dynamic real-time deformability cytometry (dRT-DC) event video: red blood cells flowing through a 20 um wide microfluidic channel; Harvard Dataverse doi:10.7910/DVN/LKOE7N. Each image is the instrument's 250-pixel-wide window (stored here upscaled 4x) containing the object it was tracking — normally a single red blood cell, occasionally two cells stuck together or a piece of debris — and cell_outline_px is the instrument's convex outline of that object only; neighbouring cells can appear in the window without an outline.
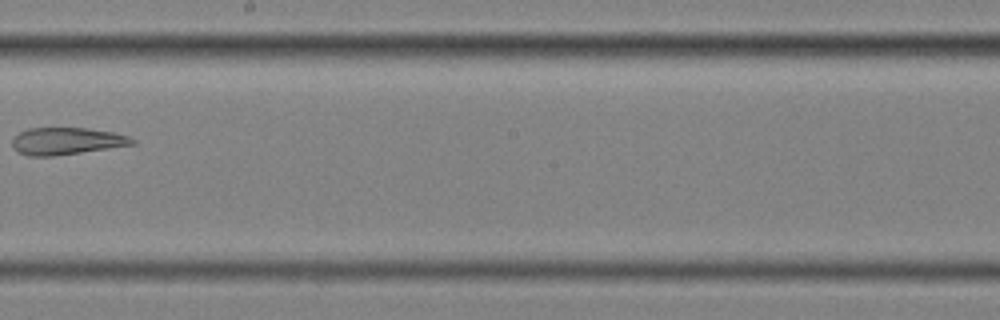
{"species": "common noctule bat (a hibernating species)", "species_latin": "Nyctalus noctula", "temperature_condition": "cold", "stored_images_in_passage": 10, "camera_frame_rate_fps": 3000, "um_per_image_px": 0.085, "animal": {"sex": "female", "body_mass_g": 25.1}, "frame": {"image": 1, "passage_image": 9, "time_ms": 2.667, "image_size_px": [1000, 320], "cell_outline_px": [[136, 144], [52, 156], [28, 156], [16, 152], [12, 148], [12, 140], [20, 132], [28, 128], [88, 128], [112, 132], [128, 136], [136, 140]], "centroid_in_image_um": [5.63, 11.99], "position_along_channel_um": 242.6, "area_um2": 18.9}}
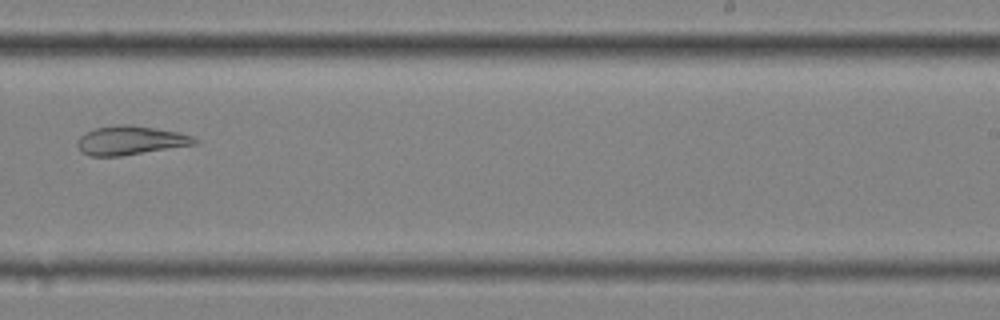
{"frame": {"image": 2, "passage_image": 10, "time_ms": 3.0, "image_size_px": [1000, 320], "cell_outline_px": [[200, 140], [196, 144], [120, 156], [88, 156], [80, 152], [76, 144], [76, 140], [84, 132], [96, 128], [116, 124], [128, 124], [156, 128], [180, 132], [192, 136]], "centroid_in_image_um": [11.05, 11.93], "position_along_channel_um": 278.0, "area_um2": 20.0}}